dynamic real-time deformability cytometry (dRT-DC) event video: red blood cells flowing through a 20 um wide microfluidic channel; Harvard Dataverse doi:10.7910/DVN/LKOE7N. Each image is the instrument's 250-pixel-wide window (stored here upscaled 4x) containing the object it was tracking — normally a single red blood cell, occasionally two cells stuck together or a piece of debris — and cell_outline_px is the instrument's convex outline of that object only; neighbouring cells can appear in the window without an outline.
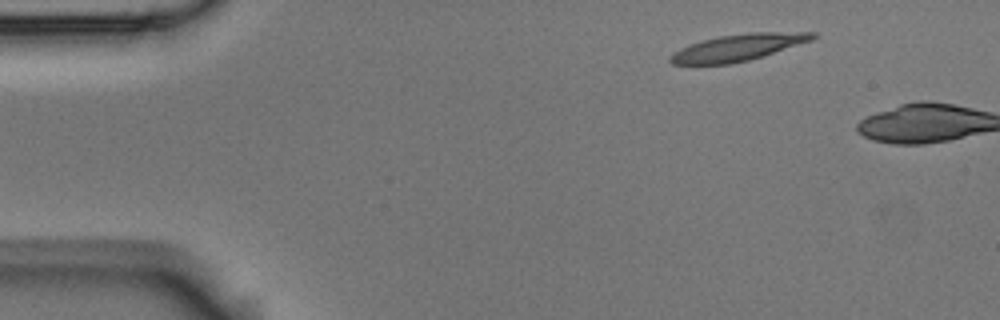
{"species": "Egyptian fruit bat (a non-hibernating species)", "species_latin": "Rousettus aegyptiacus", "temperature_condition": "room temperature", "stored_images_in_passage": 2, "camera_frame_rate_fps": 3000, "um_per_image_px": 0.085, "animal": {"sex": "male"}, "frame": {"image": 1, "passage_image": 1, "time_ms": 0.0, "image_size_px": [1000, 320], "cell_outline_px": [[816, 36], [812, 40], [764, 56], [732, 64], [672, 64], [668, 60], [668, 56], [680, 48], [688, 44], [720, 36], [752, 32], [816, 32]], "centroid_in_image_um": [62.72, 4.04], "position_along_channel_um": 22.3, "area_um2": 22.08}}